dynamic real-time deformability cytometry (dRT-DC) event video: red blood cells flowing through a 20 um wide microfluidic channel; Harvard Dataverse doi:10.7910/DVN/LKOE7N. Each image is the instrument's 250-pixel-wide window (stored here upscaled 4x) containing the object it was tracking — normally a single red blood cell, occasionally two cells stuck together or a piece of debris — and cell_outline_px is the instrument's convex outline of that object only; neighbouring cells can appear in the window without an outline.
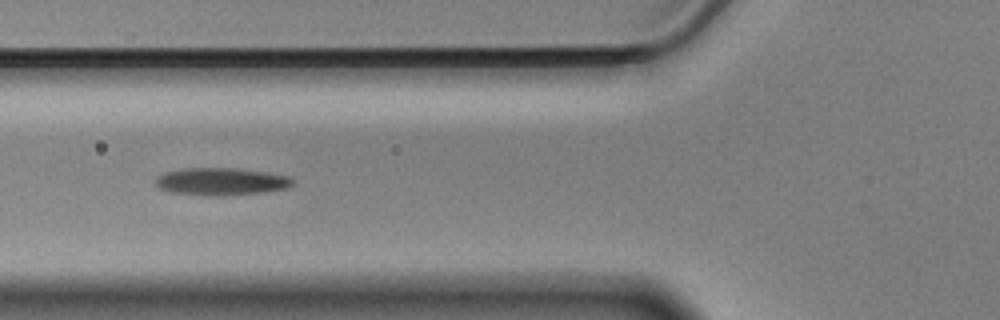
{"species": "Egyptian fruit bat (a non-hibernating species)", "species_latin": "Rousettus aegyptiacus", "temperature_condition": "cold", "stored_images_in_passage": 15, "camera_frame_rate_fps": 3000, "um_per_image_px": 0.085, "animal": {"sex": "male"}, "frame": {"image": 1, "passage_image": 9, "time_ms": 2.667, "image_size_px": [1000, 320], "cell_outline_px": [[292, 184], [288, 188], [260, 192], [224, 196], [212, 196], [172, 192], [160, 188], [156, 184], [156, 176], [164, 172], [184, 168], [236, 168], [268, 172], [288, 176], [292, 180]], "centroid_in_image_um": [18.78, 15.42], "position_along_channel_um": 107.0, "area_um2": 21.85}}